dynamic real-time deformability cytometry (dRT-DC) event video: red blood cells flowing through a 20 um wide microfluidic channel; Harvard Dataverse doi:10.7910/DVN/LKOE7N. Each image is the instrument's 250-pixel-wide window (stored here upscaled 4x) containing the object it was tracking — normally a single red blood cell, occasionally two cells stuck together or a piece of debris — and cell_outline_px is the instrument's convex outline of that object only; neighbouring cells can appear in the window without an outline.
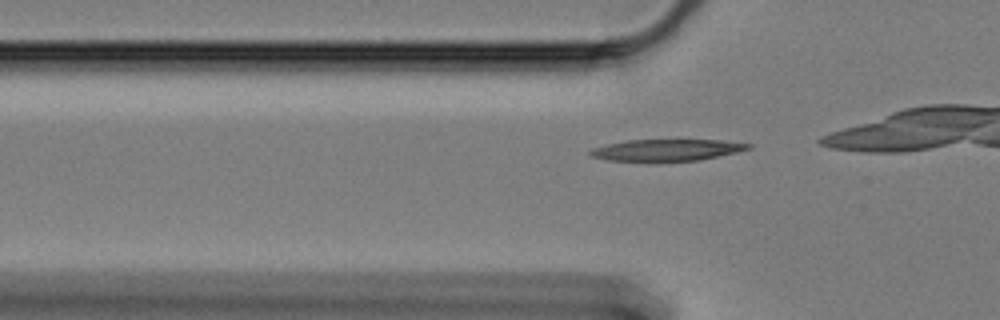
{"species": "Egyptian fruit bat (a non-hibernating species)", "species_latin": "Rousettus aegyptiacus", "temperature_condition": "cold", "stored_images_in_passage": 31, "camera_frame_rate_fps": 3000, "um_per_image_px": 0.085, "animal": {"sex": "female"}, "frame": {"image": 1, "passage_image": 2, "time_ms": 0.333, "image_size_px": [1000, 320], "cell_outline_px": [[752, 148], [736, 152], [700, 160], [656, 164], [608, 160], [592, 156], [588, 152], [592, 148], [608, 144], [628, 140], [720, 140], [752, 144]], "centroid_in_image_um": [56.64, 12.8], "position_along_channel_um": 69.2, "area_um2": 20.69}}
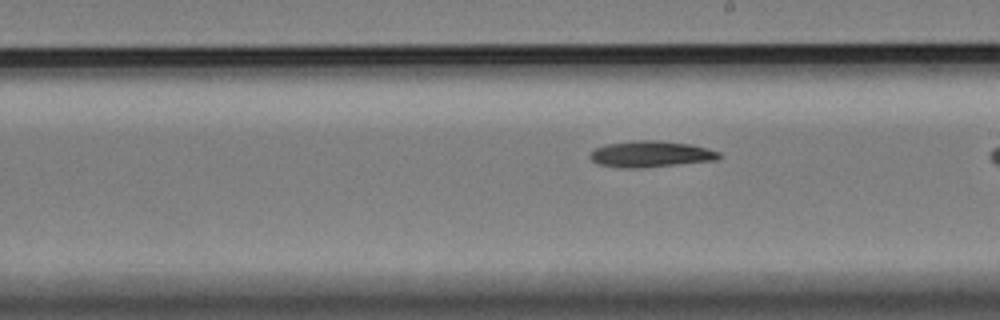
{"frame": {"image": 2, "passage_image": 17, "time_ms": 5.333, "image_size_px": [1000, 320], "cell_outline_px": [[720, 156], [716, 160], [636, 168], [620, 168], [596, 164], [588, 156], [596, 148], [608, 144], [636, 140], [656, 140], [692, 144], [708, 148], [720, 152]], "centroid_in_image_um": [55.3, 13.09], "position_along_channel_um": 233.7, "area_um2": 19.59}}
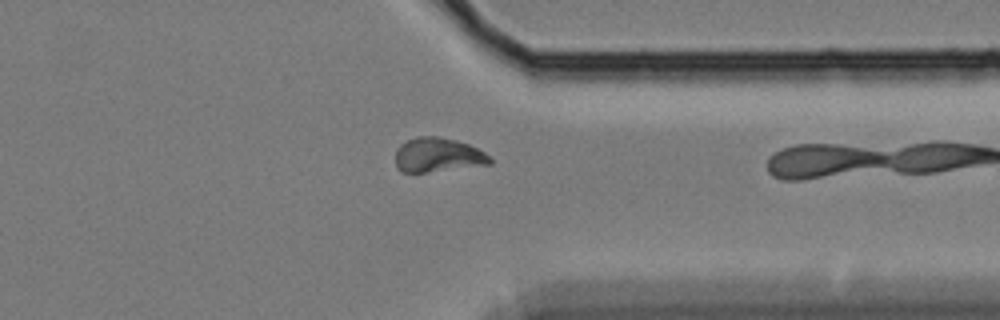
{"frame": {"image": 3, "passage_image": 30, "time_ms": 9.667, "image_size_px": [1000, 320], "cell_outline_px": [[492, 164], [424, 172], [400, 172], [396, 168], [396, 148], [400, 144], [416, 136], [436, 136], [456, 140], [468, 144], [484, 152], [492, 160]], "centroid_in_image_um": [37.18, 13.17], "position_along_channel_um": 374.2, "area_um2": 18.84}}